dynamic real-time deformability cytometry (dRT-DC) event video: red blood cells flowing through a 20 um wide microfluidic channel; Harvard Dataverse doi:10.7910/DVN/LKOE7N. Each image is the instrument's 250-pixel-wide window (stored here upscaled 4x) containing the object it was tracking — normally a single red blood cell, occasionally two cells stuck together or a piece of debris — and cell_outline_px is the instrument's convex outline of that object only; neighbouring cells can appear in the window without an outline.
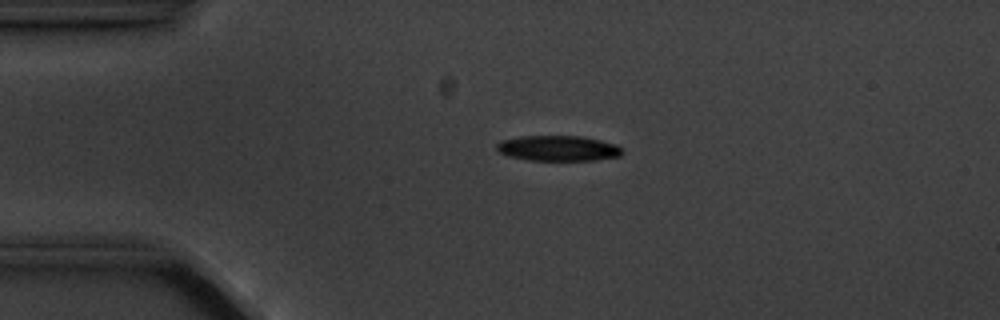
{"species": "common noctule bat (a hibernating species)", "species_latin": "Nyctalus noctula", "temperature_condition": "cold", "stored_images_in_passage": 3, "camera_frame_rate_fps": 3000, "um_per_image_px": 0.085, "animal": {"sex": "male", "body_mass_g": 20.1, "forearm_length_mm": 53.5}, "frame": {"image": 1, "passage_image": 2, "time_ms": 1.0, "image_size_px": [1000, 320], "cell_outline_px": [[624, 152], [620, 156], [596, 160], [528, 160], [508, 156], [500, 152], [496, 148], [496, 144], [500, 140], [520, 136], [580, 136], [600, 140], [616, 144]], "centroid_in_image_um": [47.43, 12.6], "position_along_channel_um": 37.6, "area_um2": 18.61}}